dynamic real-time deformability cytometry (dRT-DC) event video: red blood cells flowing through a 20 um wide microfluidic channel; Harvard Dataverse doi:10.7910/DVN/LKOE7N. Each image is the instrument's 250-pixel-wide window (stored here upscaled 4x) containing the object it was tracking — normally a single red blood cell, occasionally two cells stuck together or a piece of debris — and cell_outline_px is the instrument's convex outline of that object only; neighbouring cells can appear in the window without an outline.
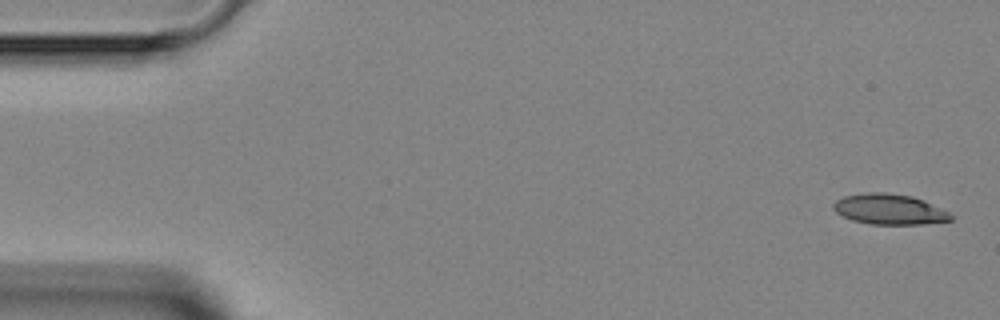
{"species": "Egyptian fruit bat (a non-hibernating species)", "species_latin": "Rousettus aegyptiacus", "temperature_condition": "room temperature", "stored_images_in_passage": 5, "segment_of_instrument_passage": [1, 2], "camera_frame_rate_fps": 3000, "um_per_image_px": 0.085, "animal": {"sex": "female"}, "frame": {"image": 1, "passage_image": 1, "time_ms": 0.0, "image_size_px": [1000, 320], "cell_outline_px": [[952, 220], [920, 224], [868, 224], [852, 220], [836, 212], [832, 208], [832, 204], [836, 200], [844, 196], [868, 192], [884, 192], [912, 196], [924, 200], [948, 212], [952, 216]], "centroid_in_image_um": [75.56, 17.78], "position_along_channel_um": 9.4, "area_um2": 20.75}}
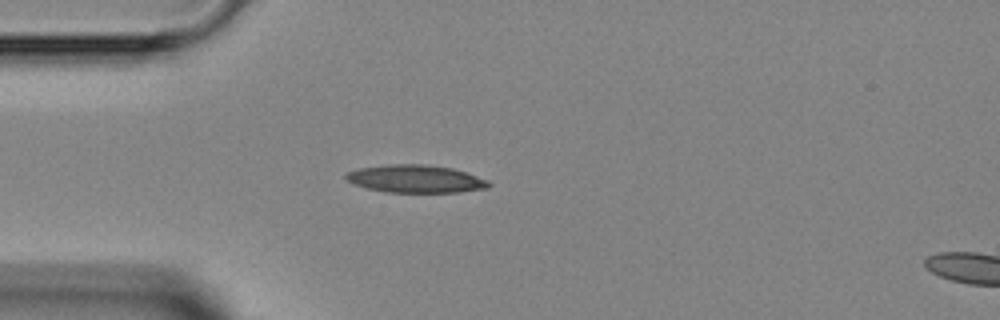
{"frame": {"image": 2, "passage_image": 4, "time_ms": 3.667, "image_size_px": [1000, 320], "cell_outline_px": [[492, 184], [488, 188], [460, 192], [388, 192], [368, 188], [356, 184], [348, 180], [344, 176], [348, 172], [360, 168], [388, 164], [424, 164], [452, 168], [488, 180]], "centroid_in_image_um": [35.36, 15.2], "position_along_channel_um": 49.6, "area_um2": 22.83}}